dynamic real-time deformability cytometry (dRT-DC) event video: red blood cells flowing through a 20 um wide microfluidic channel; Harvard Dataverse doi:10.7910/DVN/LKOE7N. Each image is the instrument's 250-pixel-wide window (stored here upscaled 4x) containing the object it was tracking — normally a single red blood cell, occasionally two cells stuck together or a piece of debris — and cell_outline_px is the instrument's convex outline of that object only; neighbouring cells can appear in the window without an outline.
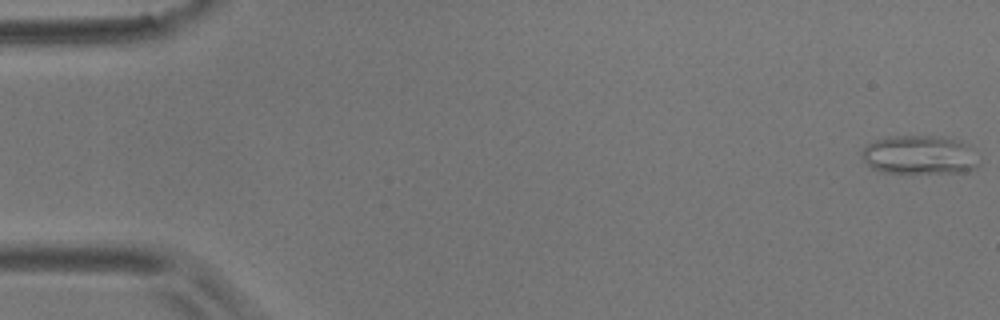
{"species": "common noctule bat (a hibernating species)", "species_latin": "Nyctalus noctula", "temperature_condition": "room temperature", "stored_images_in_passage": 56, "camera_frame_rate_fps": 3000, "um_per_image_px": 0.085, "animal": {"sex": "male", "body_mass_g": 17.9}, "frame": {"image": 1, "passage_image": 1, "time_ms": 0.0, "image_size_px": [1000, 320], "cell_outline_px": [[980, 164], [976, 168], [964, 172], [884, 172], [872, 168], [864, 160], [860, 152], [868, 144], [876, 140], [888, 136], [936, 136], [960, 140], [964, 144]], "centroid_in_image_um": [78.11, 13.16], "position_along_channel_um": 6.9, "area_um2": 25.95}}
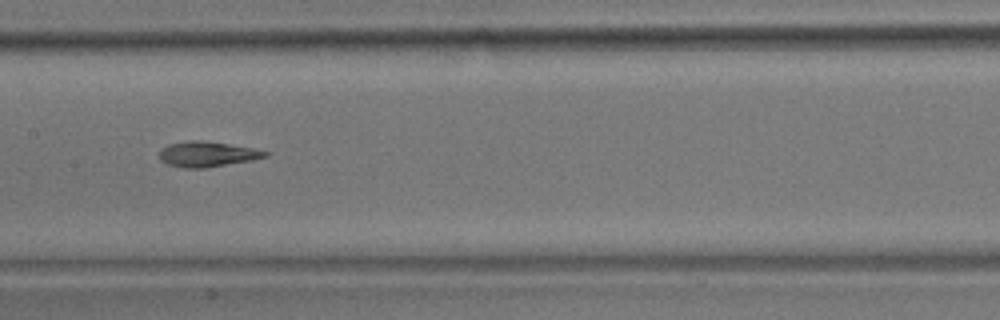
{"frame": {"image": 2, "passage_image": 28, "time_ms": 9.0, "image_size_px": [1000, 320], "cell_outline_px": [[268, 156], [252, 160], [204, 168], [184, 168], [168, 164], [160, 160], [160, 148], [168, 144], [192, 140], [200, 140], [228, 144], [252, 148], [268, 152]], "centroid_in_image_um": [17.58, 13.1], "position_along_channel_um": 189.8, "area_um2": 15.43}}
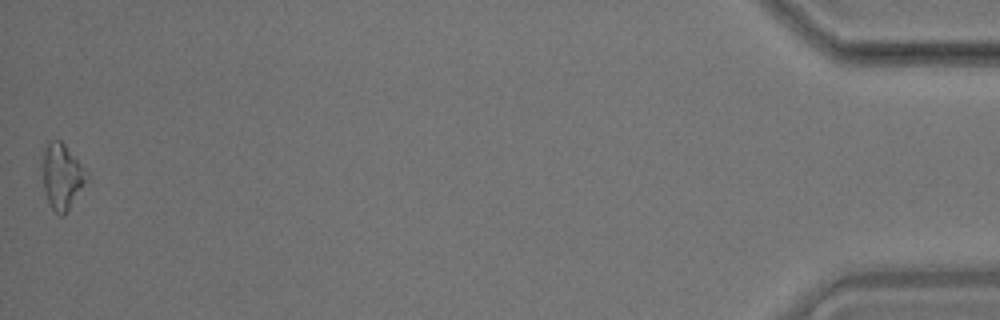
{"frame": {"image": 3, "passage_image": 56, "time_ms": 18.333, "image_size_px": [1000, 320], "cell_outline_px": [[88, 176], [68, 208], [60, 216], [52, 208], [48, 200], [44, 188], [44, 152], [48, 140], [60, 140], [64, 144]], "centroid_in_image_um": [5.23, 14.96], "position_along_channel_um": 430.0, "area_um2": 15.55}, "authors_computed_cell_mechanics": {"area_um2": 15.5193, "velocity_mm_per_s": 3.5804, "shape_relaxation_time_tau1_ms": null, "shape_relaxation_time_tau2_ms": 5.1402, "deformation_change_tau1": null, "deformation_change_tau2": 0.1287}}